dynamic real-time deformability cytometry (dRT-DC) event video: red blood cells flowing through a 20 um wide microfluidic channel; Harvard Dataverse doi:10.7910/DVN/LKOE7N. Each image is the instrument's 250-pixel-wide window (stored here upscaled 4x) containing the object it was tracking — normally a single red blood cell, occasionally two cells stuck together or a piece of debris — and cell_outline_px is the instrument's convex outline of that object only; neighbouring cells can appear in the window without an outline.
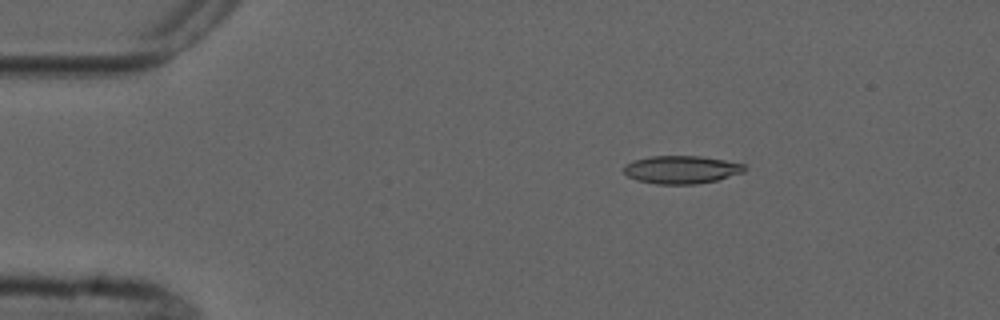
{"species": "common noctule bat (a hibernating species)", "species_latin": "Nyctalus noctula", "temperature_condition": "cold", "stored_images_in_passage": 5, "segment_of_instrument_passage": [1, 2], "camera_frame_rate_fps": 3000, "um_per_image_px": 0.085, "animal": {"sex": "male", "forearm_length_mm": 52.5}, "frame": {"image": 1, "passage_image": 3, "time_ms": 2.333, "image_size_px": [1000, 320], "cell_outline_px": [[748, 168], [744, 172], [716, 180], [696, 184], [656, 184], [636, 180], [628, 176], [624, 172], [624, 164], [636, 160], [652, 156], [700, 156], [724, 160], [744, 164]], "centroid_in_image_um": [57.93, 14.42], "position_along_channel_um": 27.1, "area_um2": 19.59}}